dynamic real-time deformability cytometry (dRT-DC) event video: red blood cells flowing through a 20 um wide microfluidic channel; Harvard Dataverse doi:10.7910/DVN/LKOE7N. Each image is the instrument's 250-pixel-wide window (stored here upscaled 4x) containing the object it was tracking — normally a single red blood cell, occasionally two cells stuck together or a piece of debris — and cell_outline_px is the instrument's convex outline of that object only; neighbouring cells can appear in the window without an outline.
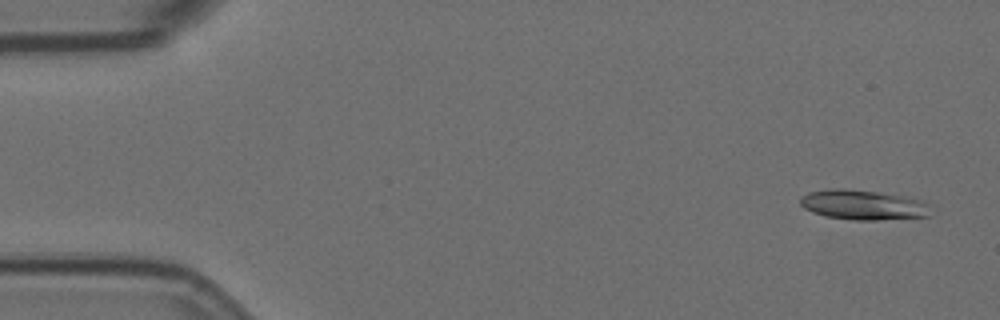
{"species": "Egyptian fruit bat (a non-hibernating species)", "species_latin": "Rousettus aegyptiacus", "temperature_condition": "room temperature", "stored_images_in_passage": 4, "camera_frame_rate_fps": 3000, "um_per_image_px": 0.085, "animal": {"sex": "female"}, "frame": {"image": 1, "passage_image": 1, "time_ms": 0.0, "image_size_px": [1000, 320], "cell_outline_px": [[932, 216], [876, 220], [856, 220], [824, 216], [812, 212], [804, 208], [800, 204], [800, 196], [808, 192], [828, 188], [844, 188], [880, 192], [904, 196], [924, 200], [928, 204]], "centroid_in_image_um": [73.36, 17.4], "position_along_channel_um": 11.6, "area_um2": 23.06}}